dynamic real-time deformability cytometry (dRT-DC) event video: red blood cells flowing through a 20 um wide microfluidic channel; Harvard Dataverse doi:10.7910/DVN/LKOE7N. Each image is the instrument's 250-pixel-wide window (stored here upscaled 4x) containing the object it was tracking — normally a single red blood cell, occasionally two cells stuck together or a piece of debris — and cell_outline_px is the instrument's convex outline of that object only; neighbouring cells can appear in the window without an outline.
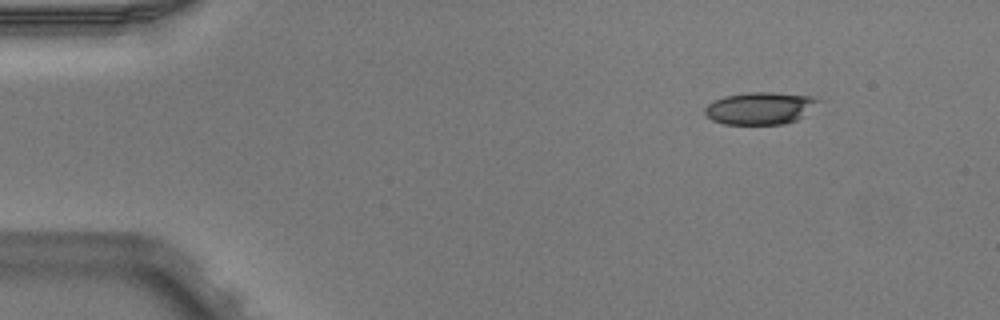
{"species": "Egyptian fruit bat (a non-hibernating species)", "species_latin": "Rousettus aegyptiacus", "temperature_condition": "warm", "stored_images_in_passage": 4, "camera_frame_rate_fps": 3000, "um_per_image_px": 0.085, "animal": {"sex": "male"}, "frame": {"image": 1, "passage_image": 4, "time_ms": 1.0, "image_size_px": [1000, 320], "cell_outline_px": [[824, 100], [796, 120], [784, 124], [724, 124], [712, 120], [704, 112], [704, 108], [708, 104], [724, 96], [748, 92], [772, 92], [812, 96]], "centroid_in_image_um": [64.63, 9.19], "position_along_channel_um": 20.4, "area_um2": 21.33}}